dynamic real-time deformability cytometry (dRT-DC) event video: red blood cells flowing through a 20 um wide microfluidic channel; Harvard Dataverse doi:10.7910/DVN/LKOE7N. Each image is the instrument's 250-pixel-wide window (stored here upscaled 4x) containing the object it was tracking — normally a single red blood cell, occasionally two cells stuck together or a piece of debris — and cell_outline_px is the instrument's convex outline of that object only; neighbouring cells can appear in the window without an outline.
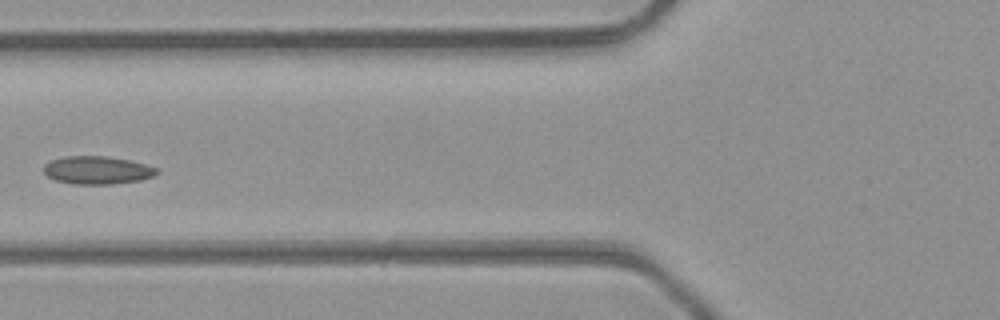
{"species": "common noctule bat (a hibernating species)", "species_latin": "Nyctalus noctula", "temperature_condition": "room temperature", "stored_images_in_passage": 6, "camera_frame_rate_fps": 3000, "um_per_image_px": 0.085, "animal": {"sex": "male", "body_mass_g": 23.1, "forearm_length_mm": 52.7}, "frame": {"image": 1, "passage_image": 6, "time_ms": 1.667, "image_size_px": [1000, 320], "cell_outline_px": [[160, 172], [156, 176], [140, 180], [112, 184], [72, 184], [56, 180], [48, 176], [44, 172], [44, 164], [52, 160], [64, 156], [104, 156], [128, 160], [160, 168]], "centroid_in_image_um": [8.31, 14.47], "position_along_channel_um": 117.5, "area_um2": 18.5}}